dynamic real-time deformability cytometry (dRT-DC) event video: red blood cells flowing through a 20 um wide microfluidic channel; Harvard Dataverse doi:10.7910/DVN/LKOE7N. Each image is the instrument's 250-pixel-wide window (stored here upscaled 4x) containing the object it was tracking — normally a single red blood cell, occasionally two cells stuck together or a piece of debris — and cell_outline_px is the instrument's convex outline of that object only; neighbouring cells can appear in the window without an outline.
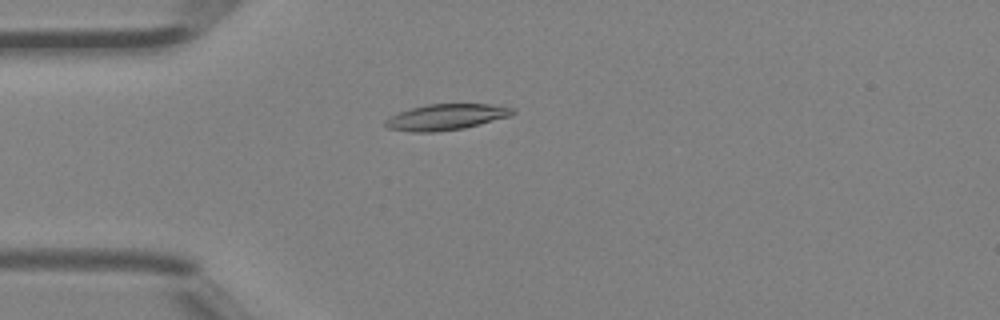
{"species": "Egyptian fruit bat (a non-hibernating species)", "species_latin": "Rousettus aegyptiacus", "temperature_condition": "room temperature", "stored_images_in_passage": 42, "camera_frame_rate_fps": 3000, "um_per_image_px": 0.085, "animal": {"sex": "female"}, "frame": {"image": 1, "passage_image": 13, "time_ms": 4.0, "image_size_px": [1000, 320], "cell_outline_px": [[516, 112], [512, 116], [464, 128], [436, 132], [412, 132], [388, 128], [384, 124], [384, 120], [400, 112], [412, 108], [428, 104], [488, 104], [512, 108]], "centroid_in_image_um": [37.93, 9.95], "position_along_channel_um": 47.1, "area_um2": 19.13}}
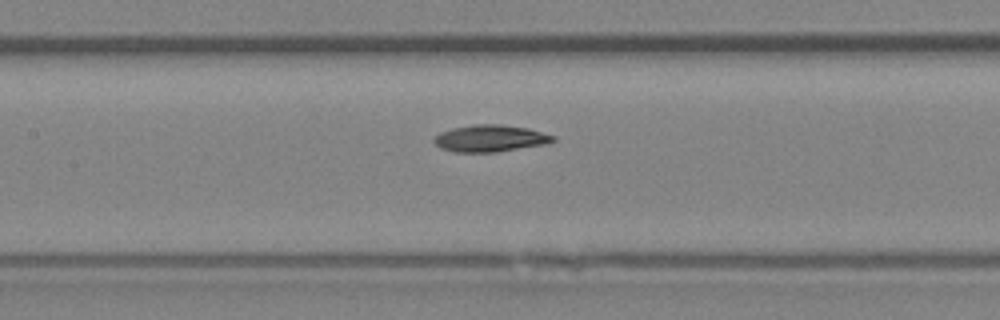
{"frame": {"image": 2, "passage_image": 22, "time_ms": 7.0, "image_size_px": [1000, 320], "cell_outline_px": [[556, 140], [548, 144], [496, 152], [456, 152], [440, 148], [432, 140], [440, 132], [452, 128], [472, 124], [500, 124], [528, 128], [556, 136]], "centroid_in_image_um": [41.69, 11.76], "position_along_channel_um": 165.7, "area_um2": 18.79}}
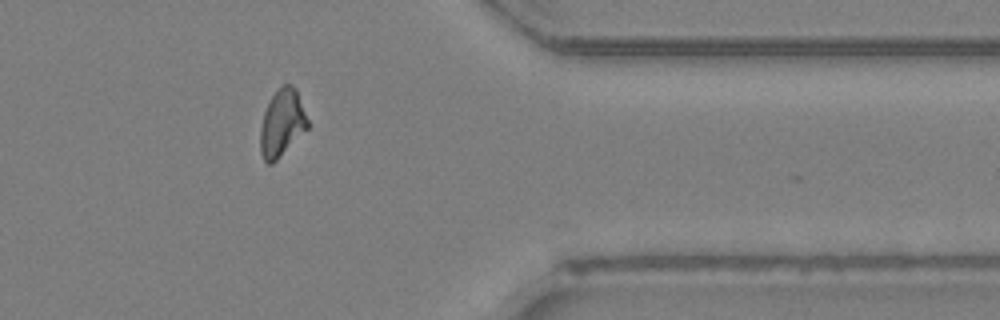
{"frame": {"image": 3, "passage_image": 38, "time_ms": 12.333, "image_size_px": [1000, 320], "cell_outline_px": [[308, 128], [272, 164], [268, 164], [264, 160], [260, 152], [260, 128], [264, 112], [272, 96], [284, 84], [292, 84], [296, 88], [308, 120]], "centroid_in_image_um": [23.96, 10.47], "position_along_channel_um": 387.4, "area_um2": 18.26}, "authors_computed_cell_mechanics": {"area_um2": 18.6405, "velocity_mm_per_s": 4.4766, "shape_relaxation_time_tau1_ms": 2.8033, "shape_relaxation_time_tau2_ms": null, "deformation_change_tau1": 0.1187, "deformation_change_tau2": null}}